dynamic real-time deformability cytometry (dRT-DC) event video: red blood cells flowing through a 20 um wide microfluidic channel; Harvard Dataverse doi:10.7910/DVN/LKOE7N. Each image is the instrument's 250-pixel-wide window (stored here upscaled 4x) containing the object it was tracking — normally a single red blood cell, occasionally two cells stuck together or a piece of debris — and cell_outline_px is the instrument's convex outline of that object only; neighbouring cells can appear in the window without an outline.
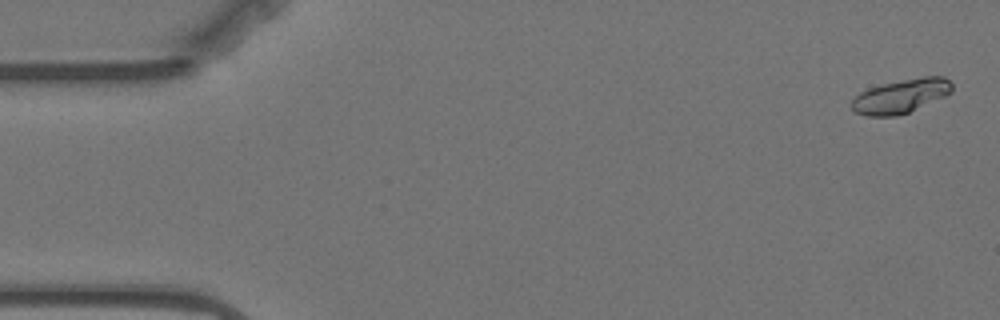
{"species": "Egyptian fruit bat (a non-hibernating species)", "species_latin": "Rousettus aegyptiacus", "temperature_condition": "warm", "stored_images_in_passage": 38, "camera_frame_rate_fps": 3000, "um_per_image_px": 0.085, "animal": {"sex": "female"}, "frame": {"image": 1, "passage_image": 1, "time_ms": 0.0, "image_size_px": [1000, 320], "cell_outline_px": [[952, 92], [944, 96], [908, 112], [896, 116], [868, 116], [856, 112], [852, 108], [852, 100], [860, 92], [880, 84], [924, 76], [944, 76], [952, 84]], "centroid_in_image_um": [76.58, 8.16], "position_along_channel_um": 8.4, "area_um2": 19.59}}
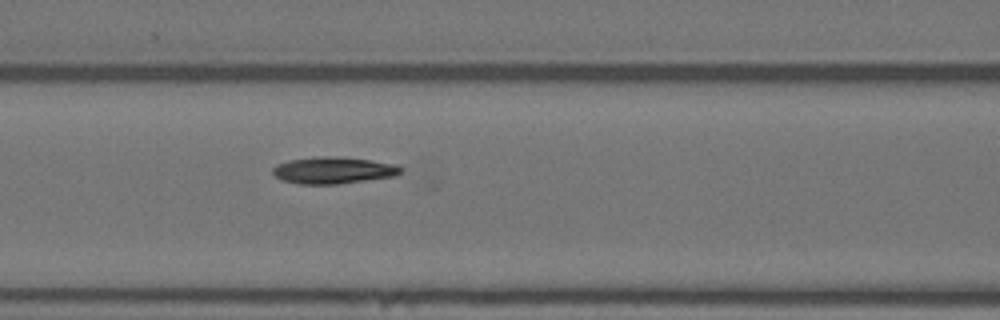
{"frame": {"image": 2, "passage_image": 23, "time_ms": 7.333, "image_size_px": [1000, 320], "cell_outline_px": [[404, 168], [396, 176], [336, 184], [300, 184], [280, 180], [272, 172], [272, 168], [276, 164], [288, 160], [320, 156], [340, 156], [400, 164]], "centroid_in_image_um": [28.35, 14.46], "position_along_channel_um": 138.3, "area_um2": 20.23}}
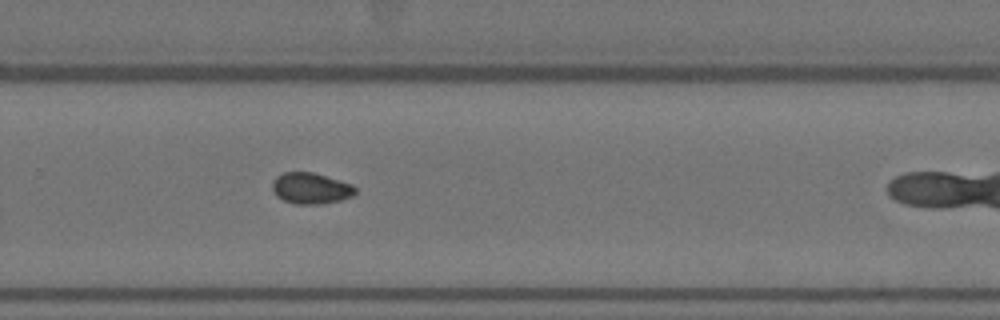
{"frame": {"image": 3, "passage_image": 37, "time_ms": 12.0, "image_size_px": [1000, 320], "cell_outline_px": [[356, 192], [352, 196], [340, 200], [320, 204], [296, 204], [284, 200], [276, 196], [272, 188], [272, 184], [276, 176], [284, 172], [312, 172], [352, 184], [356, 188]], "centroid_in_image_um": [26.41, 16.0], "position_along_channel_um": 303.4, "area_um2": 14.97}}